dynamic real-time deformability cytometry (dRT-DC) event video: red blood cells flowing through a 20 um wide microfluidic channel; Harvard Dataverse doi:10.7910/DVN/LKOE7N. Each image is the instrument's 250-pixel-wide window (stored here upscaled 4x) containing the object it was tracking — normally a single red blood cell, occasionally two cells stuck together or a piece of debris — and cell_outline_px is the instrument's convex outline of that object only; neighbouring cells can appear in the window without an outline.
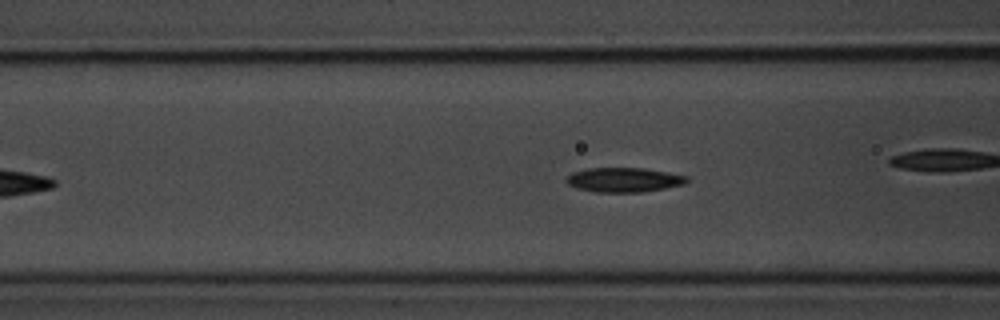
{"species": "common noctule bat (a hibernating species)", "species_latin": "Nyctalus noctula", "temperature_condition": "room temperature", "stored_images_in_passage": 50, "camera_frame_rate_fps": 3000, "um_per_image_px": 0.085, "animal": {"sex": "male", "body_mass_g": 20.1, "forearm_length_mm": 53.5}, "frame": {"image": 1, "passage_image": 15, "time_ms": 4.667, "image_size_px": [1000, 320], "cell_outline_px": [[688, 180], [684, 184], [644, 192], [592, 192], [576, 188], [568, 184], [564, 180], [572, 172], [588, 168], [644, 168], [668, 172], [688, 176]], "centroid_in_image_um": [53.0, 15.29], "position_along_channel_um": 113.6, "area_um2": 17.28}}
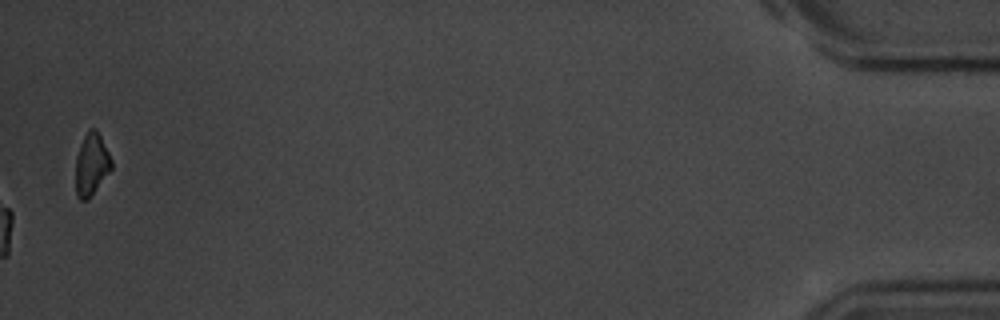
{"frame": {"image": 2, "passage_image": 50, "time_ms": 16.333, "image_size_px": [1000, 320], "cell_outline_px": [[112, 168], [88, 200], [80, 200], [76, 196], [76, 156], [80, 144], [88, 128], [96, 128], [112, 160]], "centroid_in_image_um": [7.76, 13.97], "position_along_channel_um": 427.4, "area_um2": 12.95}, "authors_computed_cell_mechanics": {"area_um2": 16.9932, "velocity_mm_per_s": 3.6861, "shape_relaxation_time_tau1_ms": 3.6925, "shape_relaxation_time_tau2_ms": 4.0652, "deformation_change_tau1": 0.1459, "deformation_change_tau2": 0.1069}}